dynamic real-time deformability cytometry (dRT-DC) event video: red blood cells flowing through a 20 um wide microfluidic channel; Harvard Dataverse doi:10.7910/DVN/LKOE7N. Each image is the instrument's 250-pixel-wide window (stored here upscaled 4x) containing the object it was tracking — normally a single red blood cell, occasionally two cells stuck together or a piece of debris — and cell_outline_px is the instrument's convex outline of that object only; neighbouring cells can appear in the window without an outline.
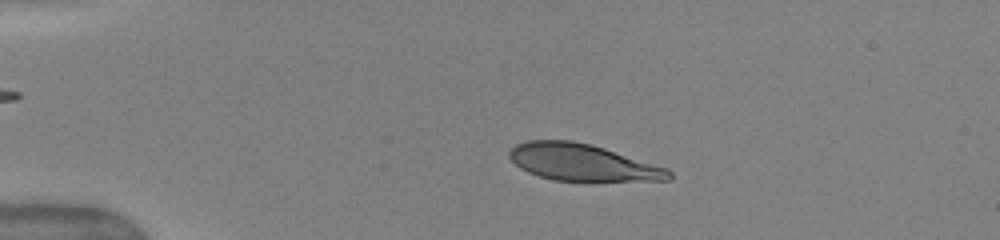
{"species": "human", "species_latin": "Homo sapiens", "temperature_condition": "warm", "stored_images_in_passage": 17, "camera_frame_rate_fps": 3000, "um_per_image_px": 0.085, "donor": {"sex": "female"}, "frame": {"image": 1, "passage_image": 11, "time_ms": 2.667, "image_size_px": [1000, 240], "cell_outline_px": [[672, 180], [588, 184], [552, 180], [528, 172], [520, 168], [508, 156], [508, 152], [516, 144], [528, 140], [572, 140], [592, 144], [668, 168], [672, 172]], "centroid_in_image_um": [49.59, 13.87], "position_along_channel_um": 35.4, "area_um2": 35.72}}